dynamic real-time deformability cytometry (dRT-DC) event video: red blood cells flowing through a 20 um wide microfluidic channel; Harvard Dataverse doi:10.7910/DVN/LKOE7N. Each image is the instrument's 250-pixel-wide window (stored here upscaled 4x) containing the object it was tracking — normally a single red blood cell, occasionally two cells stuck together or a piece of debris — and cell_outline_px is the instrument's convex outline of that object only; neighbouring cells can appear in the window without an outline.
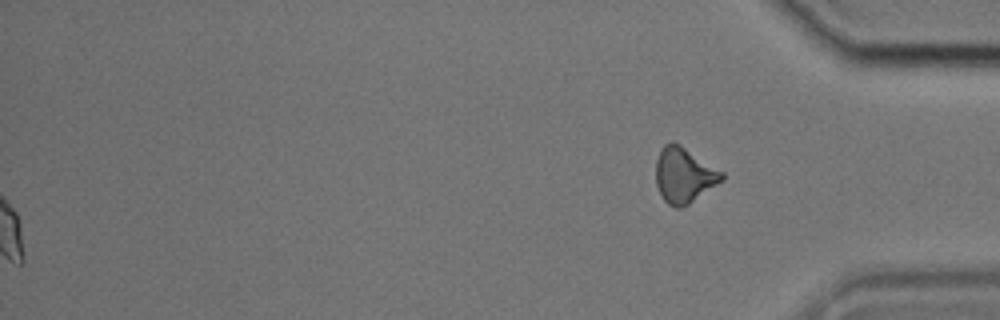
{"species": "common noctule bat (a hibernating species)", "species_latin": "Nyctalus noctula", "temperature_condition": "cold", "stored_images_in_passage": 43, "segment_of_instrument_passage": [2, 2], "camera_frame_rate_fps": 3000, "um_per_image_px": 0.085, "animal": {"sex": "male", "body_mass_g": 17.9, "forearm_length_mm": 54.2}, "frame": {"image": 1, "passage_image": 43, "time_ms": 14.0, "image_size_px": [1000, 320], "cell_outline_px": [[724, 180], [688, 204], [680, 208], [676, 208], [668, 204], [664, 200], [656, 184], [656, 160], [660, 148], [664, 144], [680, 144], [724, 172]], "centroid_in_image_um": [58.15, 14.89], "position_along_channel_um": 377.1, "area_um2": 21.15}}